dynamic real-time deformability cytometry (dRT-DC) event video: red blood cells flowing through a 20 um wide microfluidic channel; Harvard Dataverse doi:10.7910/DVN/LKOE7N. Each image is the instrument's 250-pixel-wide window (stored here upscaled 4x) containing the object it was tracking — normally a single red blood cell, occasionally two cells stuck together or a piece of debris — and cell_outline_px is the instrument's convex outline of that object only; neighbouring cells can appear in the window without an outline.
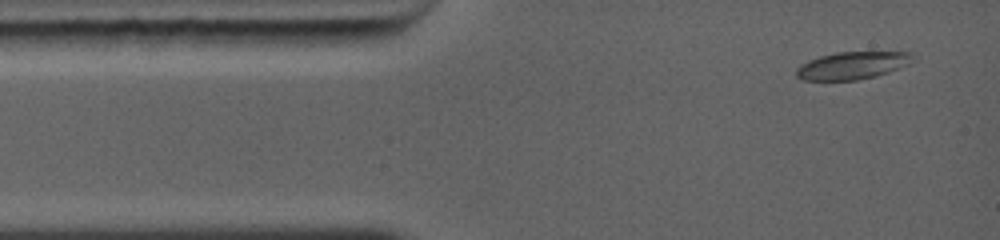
{"species": "common noctule bat (a hibernating species)", "species_latin": "Nyctalus noctula", "temperature_condition": "warm", "stored_images_in_passage": 30, "camera_frame_rate_fps": 5000, "um_per_image_px": 0.085, "animal": {"sex": "female", "body_mass_g": 19.0, "forearm_length_mm": 56.7}, "frame": {"image": 1, "passage_image": 1, "time_ms": 0.0, "image_size_px": [1000, 240], "cell_outline_px": [[916, 60], [908, 64], [872, 76], [852, 80], [804, 80], [796, 76], [796, 68], [800, 64], [808, 60], [820, 56], [836, 52], [916, 52]], "centroid_in_image_um": [72.44, 5.54], "position_along_channel_um": 12.6, "area_um2": 18.5}}
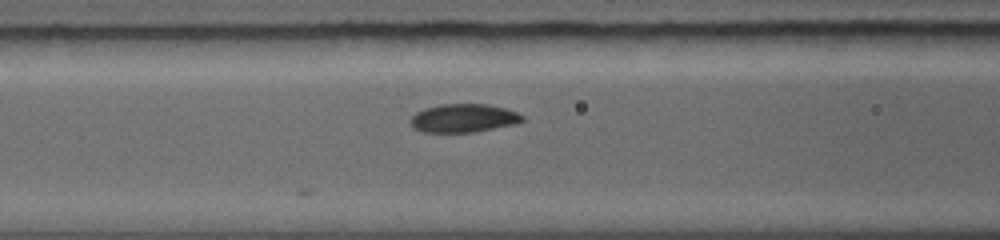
{"frame": {"image": 2, "passage_image": 13, "time_ms": 3.8, "image_size_px": [1000, 240], "cell_outline_px": [[524, 120], [512, 124], [468, 132], [424, 132], [416, 128], [412, 124], [412, 116], [416, 112], [424, 108], [440, 104], [488, 104], [508, 108], [524, 116]], "centroid_in_image_um": [39.41, 10.01], "position_along_channel_um": 127.2, "area_um2": 18.15}}
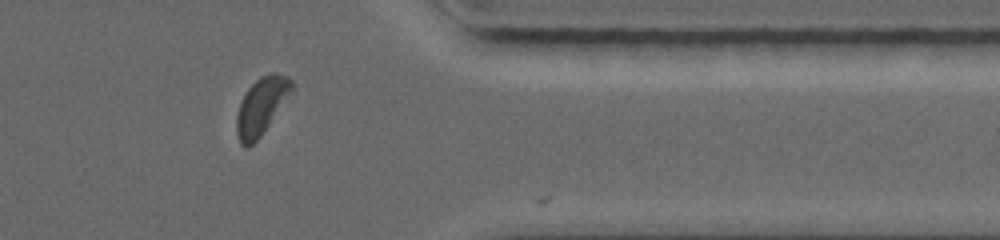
{"frame": {"image": 3, "passage_image": 25, "time_ms": 10.0, "image_size_px": [1000, 240], "cell_outline_px": [[292, 92], [260, 136], [248, 148], [244, 148], [240, 144], [236, 132], [236, 120], [240, 104], [248, 88], [260, 76], [272, 72], [276, 72], [288, 76], [292, 80]], "centroid_in_image_um": [22.21, 9.01], "position_along_channel_um": 389.2, "area_um2": 18.09}, "authors_computed_cell_mechanics": {"area_um2": 18.2648, "velocity_mm_per_s": 4.3901, "shape_relaxation_time_tau1_ms": 1.8629, "shape_relaxation_time_tau2_ms": null, "deformation_change_tau1": 0.1034, "deformation_change_tau2": null}}